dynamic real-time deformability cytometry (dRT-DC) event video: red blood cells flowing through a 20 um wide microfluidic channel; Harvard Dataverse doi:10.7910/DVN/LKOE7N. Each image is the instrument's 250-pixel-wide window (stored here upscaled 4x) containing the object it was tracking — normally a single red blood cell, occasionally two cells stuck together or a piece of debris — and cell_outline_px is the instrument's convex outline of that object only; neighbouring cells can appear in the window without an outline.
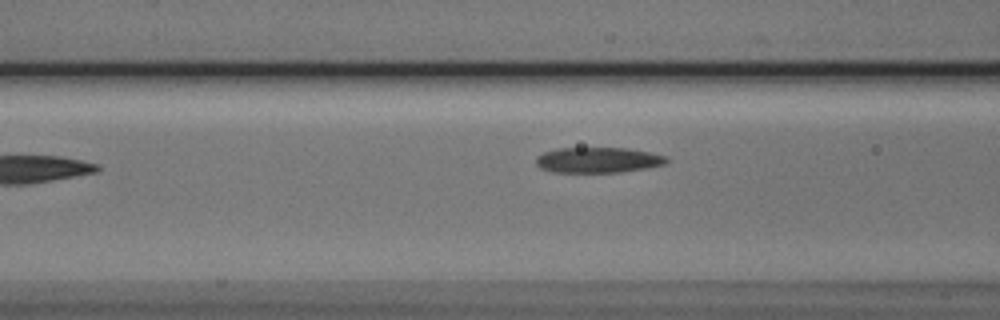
{"species": "Egyptian fruit bat (a non-hibernating species)", "species_latin": "Rousettus aegyptiacus", "temperature_condition": "cold", "stored_images_in_passage": 4, "camera_frame_rate_fps": 3000, "um_per_image_px": 0.085, "animal": {"sex": "male"}, "frame": {"image": 1, "passage_image": 3, "time_ms": 2.333, "image_size_px": [1000, 320], "cell_outline_px": [[668, 160], [664, 164], [648, 168], [620, 172], [552, 172], [540, 168], [536, 164], [536, 156], [544, 152], [556, 148], [628, 148], [668, 156]], "centroid_in_image_um": [50.82, 13.6], "position_along_channel_um": 115.8, "area_um2": 19.48}}